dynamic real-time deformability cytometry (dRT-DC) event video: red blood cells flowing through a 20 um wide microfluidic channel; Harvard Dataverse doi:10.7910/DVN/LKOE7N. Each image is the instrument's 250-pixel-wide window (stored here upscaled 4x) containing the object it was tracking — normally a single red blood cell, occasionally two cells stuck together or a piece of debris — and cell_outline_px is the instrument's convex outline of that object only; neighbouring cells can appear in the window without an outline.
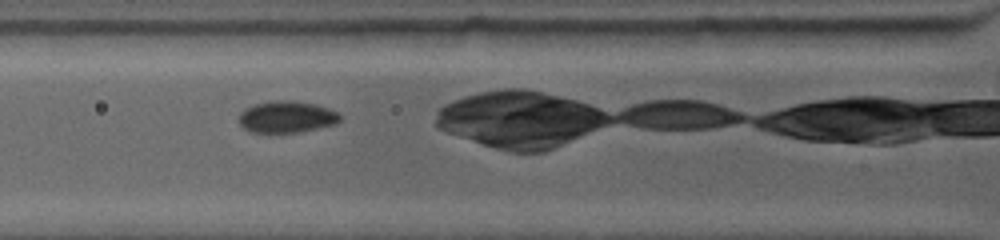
{"species": "common noctule bat (a hibernating species)", "species_latin": "Nyctalus noctula", "temperature_condition": "warm", "stored_images_in_passage": 29, "segment_of_instrument_passage": [2, 2], "camera_frame_rate_fps": 4500, "um_per_image_px": 0.085, "animal": {"sex": "female", "body_mass_g": 19.0, "forearm_length_mm": 53.3}, "frame": {"image": 1, "passage_image": 5, "time_ms": 1.556, "image_size_px": [1000, 240], "cell_outline_px": [[340, 120], [336, 124], [300, 132], [248, 132], [240, 124], [240, 112], [244, 108], [256, 104], [276, 100], [284, 100], [316, 104], [328, 108], [336, 112], [340, 116]], "centroid_in_image_um": [24.36, 9.94], "position_along_channel_um": 101.4, "area_um2": 18.5}}